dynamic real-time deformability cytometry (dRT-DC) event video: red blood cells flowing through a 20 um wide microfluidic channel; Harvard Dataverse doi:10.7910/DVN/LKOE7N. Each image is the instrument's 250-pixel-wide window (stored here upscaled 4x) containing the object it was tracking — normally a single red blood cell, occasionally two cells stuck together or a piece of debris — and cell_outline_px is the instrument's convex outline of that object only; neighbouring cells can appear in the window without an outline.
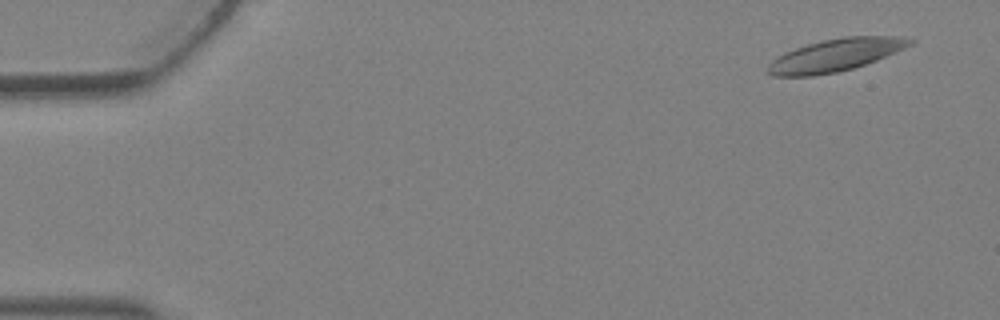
{"species": "Egyptian fruit bat (a non-hibernating species)", "species_latin": "Rousettus aegyptiacus", "temperature_condition": "warm", "stored_images_in_passage": 5, "camera_frame_rate_fps": 3000, "um_per_image_px": 0.085, "animal": {"sex": "female"}, "frame": {"image": 1, "passage_image": 1, "time_ms": 0.0, "image_size_px": [1000, 320], "cell_outline_px": [[916, 40], [912, 44], [904, 48], [876, 60], [852, 68], [836, 72], [812, 76], [772, 76], [768, 72], [768, 64], [772, 60], [784, 52], [808, 44], [824, 40], [844, 36], [892, 36]], "centroid_in_image_um": [70.98, 4.68], "position_along_channel_um": 14.0, "area_um2": 26.53}}
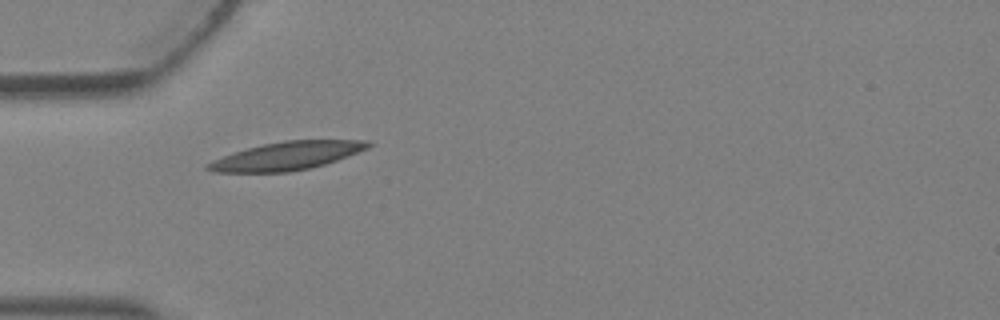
{"frame": {"image": 2, "passage_image": 4, "time_ms": 1.0, "image_size_px": [1000, 320], "cell_outline_px": [[372, 144], [368, 148], [336, 160], [324, 164], [308, 168], [288, 172], [212, 172], [204, 168], [204, 164], [212, 160], [232, 152], [264, 144], [284, 140], [368, 140]], "centroid_in_image_um": [24.31, 13.25], "position_along_channel_um": 60.7, "area_um2": 26.18}}
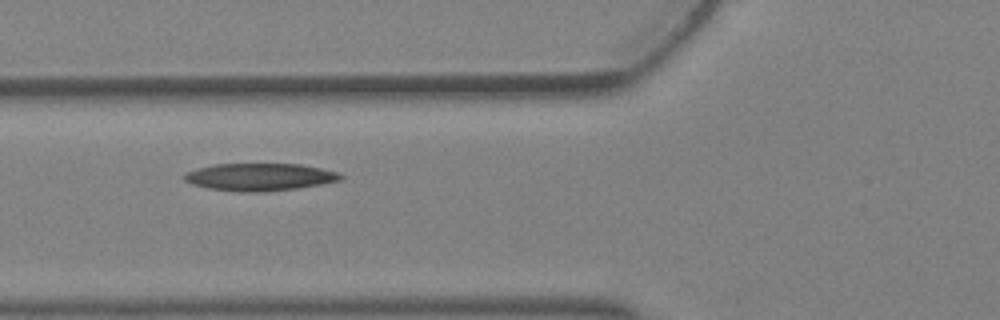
{"frame": {"image": 3, "passage_image": 5, "time_ms": 1.333, "image_size_px": [1000, 320], "cell_outline_px": [[344, 176], [340, 180], [320, 184], [296, 188], [264, 192], [236, 192], [208, 188], [192, 184], [184, 180], [184, 172], [196, 168], [216, 164], [300, 164], [340, 172]], "centroid_in_image_um": [22.05, 15.04], "position_along_channel_um": 103.8, "area_um2": 25.09}}